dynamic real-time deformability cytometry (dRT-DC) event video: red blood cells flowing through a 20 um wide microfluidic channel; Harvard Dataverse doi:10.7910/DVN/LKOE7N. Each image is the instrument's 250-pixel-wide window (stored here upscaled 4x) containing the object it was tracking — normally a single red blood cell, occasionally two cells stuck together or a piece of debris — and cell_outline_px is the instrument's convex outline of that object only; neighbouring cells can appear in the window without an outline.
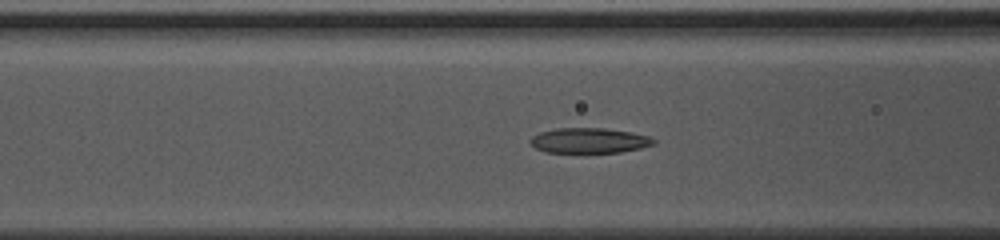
{"species": "common noctule bat (a hibernating species)", "species_latin": "Nyctalus noctula", "temperature_condition": "warm", "stored_images_in_passage": 35, "camera_frame_rate_fps": 3000, "um_per_image_px": 0.085, "animal": {"sex": "female", "body_mass_g": 10.0, "forearm_length_mm": 53.1}, "frame": {"image": 1, "passage_image": 6, "time_ms": 1.667, "image_size_px": [1000, 240], "cell_outline_px": [[656, 144], [640, 148], [620, 152], [544, 152], [536, 148], [528, 140], [532, 136], [540, 132], [556, 128], [604, 128], [632, 132], [648, 136], [656, 140]], "centroid_in_image_um": [50.09, 11.94], "position_along_channel_um": 116.5, "area_um2": 18.09}}
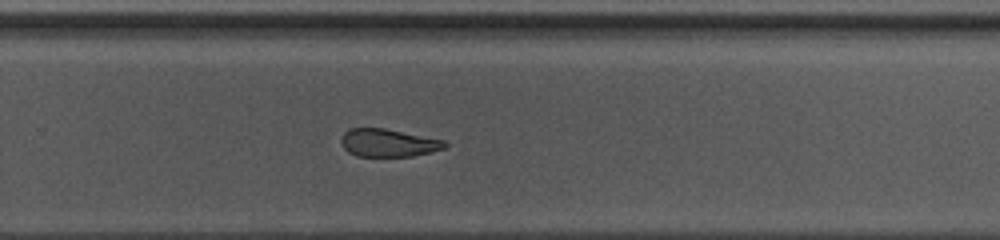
{"frame": {"image": 2, "passage_image": 19, "time_ms": 6.0, "image_size_px": [1000, 240], "cell_outline_px": [[448, 144], [444, 148], [432, 152], [412, 156], [356, 156], [348, 152], [344, 148], [340, 140], [344, 132], [348, 128], [384, 128], [444, 140]], "centroid_in_image_um": [32.98, 12.14], "position_along_channel_um": 296.8, "area_um2": 16.82}}
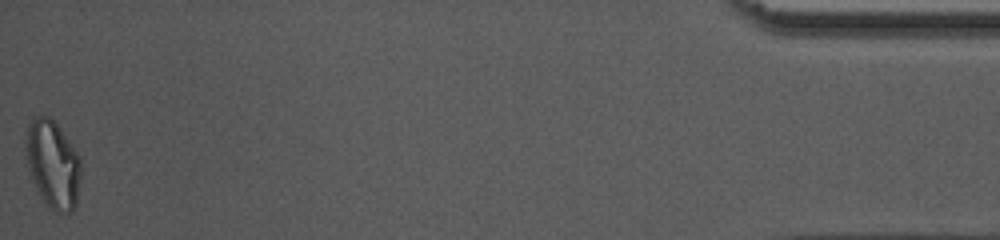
{"frame": {"image": 3, "passage_image": 35, "time_ms": 11.333, "image_size_px": [1000, 240], "cell_outline_px": [[80, 176], [76, 204], [72, 212], [56, 212], [48, 208], [40, 196], [28, 168], [24, 140], [28, 124], [36, 116], [48, 116], [56, 124], [80, 156]], "centroid_in_image_um": [4.47, 13.97], "position_along_channel_um": 430.7, "area_um2": 28.03}, "authors_computed_cell_mechanics": {"area_um2": 18.6116, "velocity_mm_per_s": 4.1564, "shape_relaxation_time_tau1_ms": 5.0975, "shape_relaxation_time_tau2_ms": 2.4307, "deformation_change_tau1": 0.1533, "deformation_change_tau2": 0.093}}